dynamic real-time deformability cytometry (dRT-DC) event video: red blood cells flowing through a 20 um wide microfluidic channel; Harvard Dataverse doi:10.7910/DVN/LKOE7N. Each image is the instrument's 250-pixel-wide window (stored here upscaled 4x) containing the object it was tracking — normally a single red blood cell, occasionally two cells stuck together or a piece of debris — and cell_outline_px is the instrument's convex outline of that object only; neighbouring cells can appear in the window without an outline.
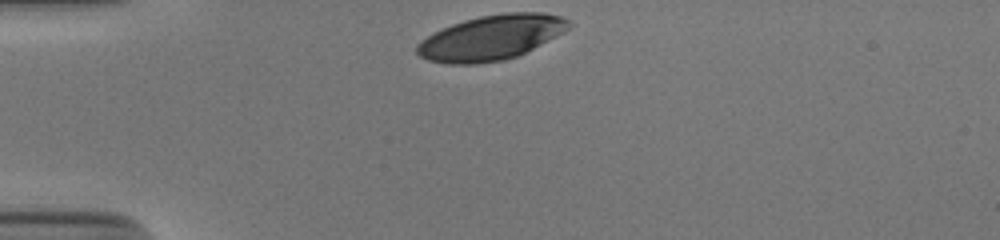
{"species": "human", "species_latin": "Homo sapiens", "temperature_condition": "cold", "stored_images_in_passage": 31, "camera_frame_rate_fps": 3000, "um_per_image_px": 0.085, "donor": {"sex": "male"}, "frame": {"image": 1, "passage_image": 1, "time_ms": 0.0, "image_size_px": [1000, 240], "cell_outline_px": [[568, 28], [564, 32], [516, 56], [504, 60], [476, 64], [448, 64], [428, 60], [420, 56], [416, 52], [416, 44], [428, 36], [452, 24], [464, 20], [480, 16], [504, 12], [544, 12], [560, 16], [568, 20]], "centroid_in_image_um": [41.72, 3.19], "position_along_channel_um": 43.3, "area_um2": 39.3}}
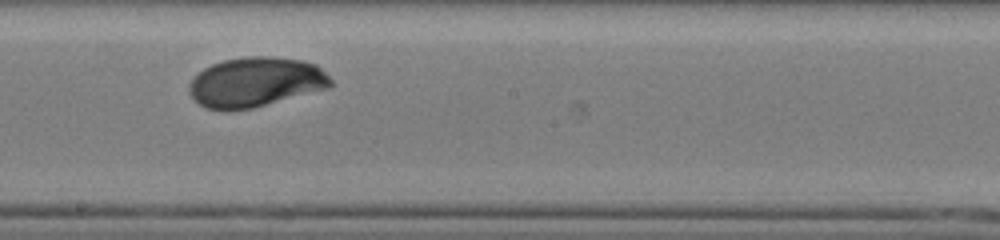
{"frame": {"image": 2, "passage_image": 18, "time_ms": 5.667, "image_size_px": [1000, 240], "cell_outline_px": [[332, 84], [328, 88], [252, 108], [204, 108], [188, 92], [188, 84], [204, 68], [212, 64], [224, 60], [244, 56], [276, 56], [304, 60], [316, 64], [332, 80]], "centroid_in_image_um": [21.75, 6.94], "position_along_channel_um": 226.5, "area_um2": 40.58}}
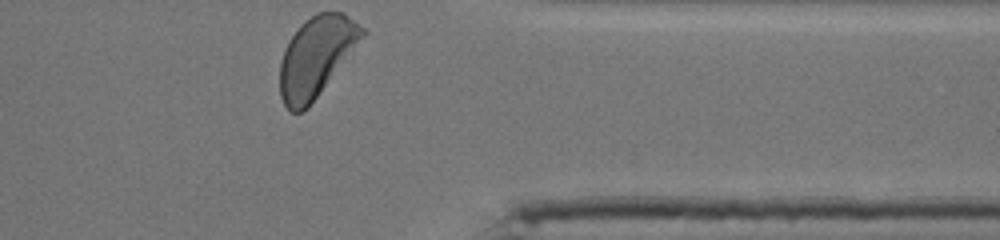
{"frame": {"image": 3, "passage_image": 31, "time_ms": 10.0, "image_size_px": [1000, 240], "cell_outline_px": [[368, 32], [308, 108], [300, 112], [288, 112], [280, 96], [280, 64], [284, 52], [292, 36], [300, 24], [304, 20], [316, 12], [344, 12], [364, 28]], "centroid_in_image_um": [26.89, 4.81], "position_along_channel_um": 384.5, "area_um2": 38.26}, "authors_computed_cell_mechanics": {"area_um2": 40.2288, "velocity_mm_per_s": 3.8189, "shape_relaxation_time_tau1_ms": 2.8478, "shape_relaxation_time_tau2_ms": null, "deformation_change_tau1": 0.147, "deformation_change_tau2": null}}